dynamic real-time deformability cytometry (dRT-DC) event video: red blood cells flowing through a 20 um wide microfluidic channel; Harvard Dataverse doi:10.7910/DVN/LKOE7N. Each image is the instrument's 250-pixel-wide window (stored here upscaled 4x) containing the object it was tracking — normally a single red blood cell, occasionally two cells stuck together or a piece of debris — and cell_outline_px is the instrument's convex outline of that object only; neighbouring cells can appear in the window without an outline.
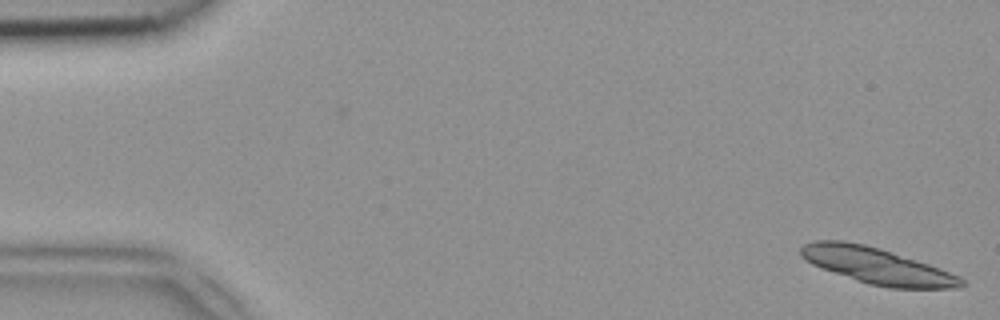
{"species": "common noctule bat (a hibernating species)", "species_latin": "Nyctalus noctula", "temperature_condition": "room temperature", "stored_images_in_passage": 42, "camera_frame_rate_fps": 3000, "um_per_image_px": 0.085, "animal": {"sex": "female", "body_mass_g": 18.4}, "frame": {"image": 1, "passage_image": 1, "time_ms": 0.0, "image_size_px": [1000, 320], "cell_outline_px": [[964, 284], [960, 288], [892, 288], [868, 284], [820, 268], [804, 260], [800, 256], [800, 248], [804, 244], [816, 240], [844, 240], [864, 244], [880, 248], [940, 268], [964, 280]], "centroid_in_image_um": [74.47, 22.59], "position_along_channel_um": 10.5, "area_um2": 33.64}}
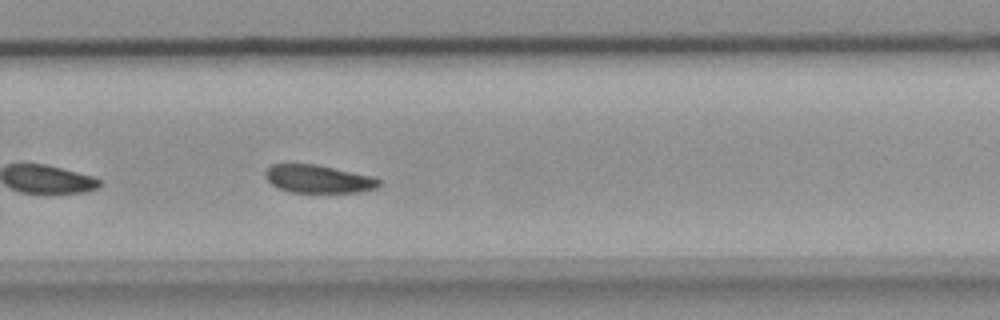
{"frame": {"image": 2, "passage_image": 33, "time_ms": 10.667, "image_size_px": [1000, 320], "cell_outline_px": [[380, 184], [376, 188], [360, 192], [292, 192], [280, 188], [272, 184], [264, 176], [264, 172], [272, 164], [316, 164], [376, 176], [380, 180]], "centroid_in_image_um": [27.1, 15.2], "position_along_channel_um": 302.7, "area_um2": 18.61}}
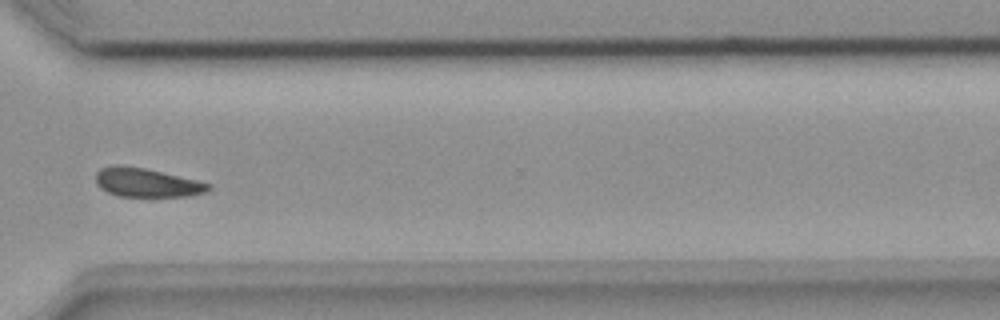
{"frame": {"image": 3, "passage_image": 37, "time_ms": 12.0, "image_size_px": [1000, 320], "cell_outline_px": [[212, 188], [208, 192], [188, 196], [120, 196], [108, 192], [100, 188], [96, 184], [96, 172], [100, 168], [112, 164], [120, 164], [144, 168], [196, 180], [212, 184]], "centroid_in_image_um": [12.45, 15.51], "position_along_channel_um": 358.1, "area_um2": 19.02}}